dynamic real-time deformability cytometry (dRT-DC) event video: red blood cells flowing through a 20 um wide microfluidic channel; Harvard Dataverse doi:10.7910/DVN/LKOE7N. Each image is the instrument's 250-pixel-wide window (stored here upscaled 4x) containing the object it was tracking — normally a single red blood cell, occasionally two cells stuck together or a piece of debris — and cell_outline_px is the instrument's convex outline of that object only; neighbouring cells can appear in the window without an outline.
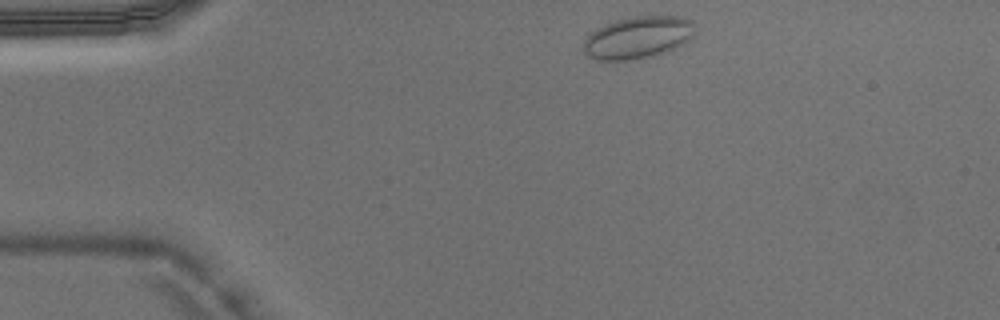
{"species": "Egyptian fruit bat (a non-hibernating species)", "species_latin": "Rousettus aegyptiacus", "temperature_condition": "warm", "stored_images_in_passage": 39, "camera_frame_rate_fps": 3000, "um_per_image_px": 0.085, "animal": {"sex": "male"}, "frame": {"image": 1, "passage_image": 1, "time_ms": 0.0, "image_size_px": [1000, 320], "cell_outline_px": [[692, 36], [688, 40], [664, 52], [652, 56], [628, 60], [600, 60], [588, 56], [584, 52], [584, 40], [596, 28], [604, 24], [616, 20], [632, 16], [680, 16], [692, 20]], "centroid_in_image_um": [54.18, 3.17], "position_along_channel_um": 30.8, "area_um2": 26.99}}
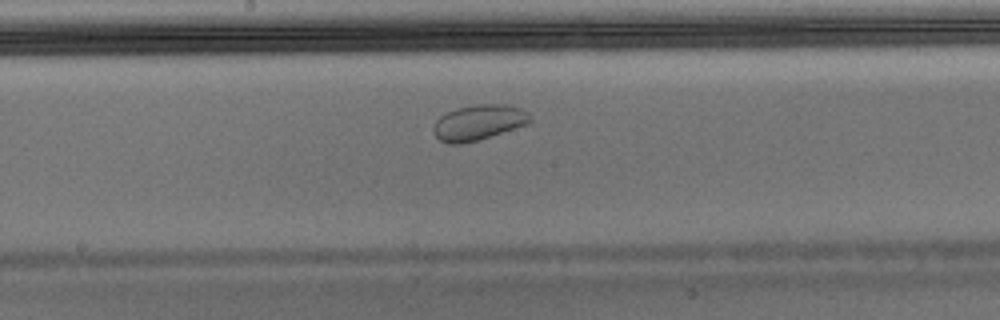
{"frame": {"image": 2, "passage_image": 17, "time_ms": 5.333, "image_size_px": [1000, 320], "cell_outline_px": [[532, 120], [528, 124], [476, 140], [460, 144], [448, 144], [440, 140], [432, 132], [432, 128], [436, 120], [440, 116], [456, 108], [476, 104], [508, 104], [520, 108], [528, 112]], "centroid_in_image_um": [40.66, 10.4], "position_along_channel_um": 207.5, "area_um2": 19.88}}